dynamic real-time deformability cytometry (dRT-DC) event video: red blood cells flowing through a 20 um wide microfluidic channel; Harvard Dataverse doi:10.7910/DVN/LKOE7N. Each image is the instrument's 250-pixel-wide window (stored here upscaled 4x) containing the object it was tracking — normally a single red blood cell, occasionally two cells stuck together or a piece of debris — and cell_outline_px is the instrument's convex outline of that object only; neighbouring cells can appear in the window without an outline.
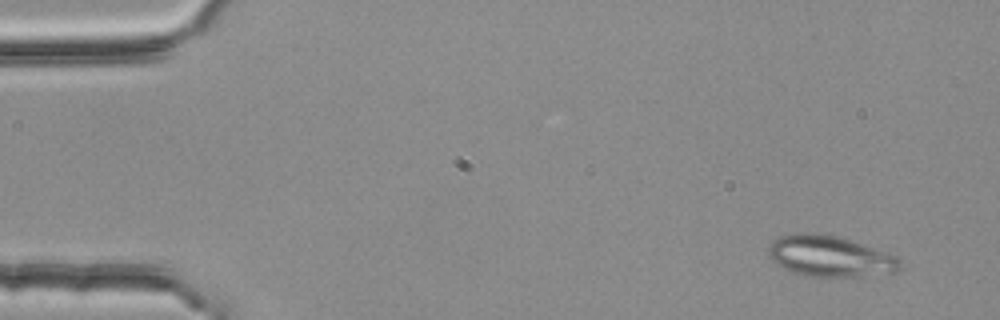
{"species": "common noctule bat (a hibernating species)", "species_latin": "Nyctalus noctula", "temperature_condition": "room temperature", "stored_images_in_passage": 4, "segment_of_instrument_passage": [1, 2], "camera_frame_rate_fps": 3000, "um_per_image_px": 0.085, "animal": {"sex": "female", "body_mass_g": 25.1}, "frame": {"image": 1, "passage_image": 1, "time_ms": 0.0, "image_size_px": [1000, 320], "cell_outline_px": [[900, 268], [896, 272], [860, 276], [812, 276], [792, 272], [784, 268], [772, 260], [768, 256], [768, 244], [780, 236], [792, 232], [812, 232], [840, 236], [888, 252], [896, 256], [900, 260]], "centroid_in_image_um": [70.53, 21.75], "position_along_channel_um": 14.5, "area_um2": 31.62}}